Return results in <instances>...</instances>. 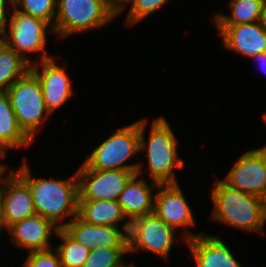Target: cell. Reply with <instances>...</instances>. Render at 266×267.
<instances>
[{
    "label": "cell",
    "mask_w": 266,
    "mask_h": 267,
    "mask_svg": "<svg viewBox=\"0 0 266 267\" xmlns=\"http://www.w3.org/2000/svg\"><path fill=\"white\" fill-rule=\"evenodd\" d=\"M212 219L230 227L264 233L266 204L262 197L244 193L218 179L212 189Z\"/></svg>",
    "instance_id": "7a4b0ae2"
},
{
    "label": "cell",
    "mask_w": 266,
    "mask_h": 267,
    "mask_svg": "<svg viewBox=\"0 0 266 267\" xmlns=\"http://www.w3.org/2000/svg\"><path fill=\"white\" fill-rule=\"evenodd\" d=\"M6 93L19 127L34 142L41 124L51 115L46 108L39 79L29 70Z\"/></svg>",
    "instance_id": "52a82bcc"
},
{
    "label": "cell",
    "mask_w": 266,
    "mask_h": 267,
    "mask_svg": "<svg viewBox=\"0 0 266 267\" xmlns=\"http://www.w3.org/2000/svg\"><path fill=\"white\" fill-rule=\"evenodd\" d=\"M4 228L8 232V226L6 225L5 219H4L3 204H2V200L0 198V235H1Z\"/></svg>",
    "instance_id": "f546056e"
},
{
    "label": "cell",
    "mask_w": 266,
    "mask_h": 267,
    "mask_svg": "<svg viewBox=\"0 0 266 267\" xmlns=\"http://www.w3.org/2000/svg\"><path fill=\"white\" fill-rule=\"evenodd\" d=\"M120 267H135L134 263H129V264H126L124 263L123 265H121Z\"/></svg>",
    "instance_id": "d6a6232c"
},
{
    "label": "cell",
    "mask_w": 266,
    "mask_h": 267,
    "mask_svg": "<svg viewBox=\"0 0 266 267\" xmlns=\"http://www.w3.org/2000/svg\"><path fill=\"white\" fill-rule=\"evenodd\" d=\"M182 239L188 244L196 267H242L218 236L185 230Z\"/></svg>",
    "instance_id": "9a60e30c"
},
{
    "label": "cell",
    "mask_w": 266,
    "mask_h": 267,
    "mask_svg": "<svg viewBox=\"0 0 266 267\" xmlns=\"http://www.w3.org/2000/svg\"><path fill=\"white\" fill-rule=\"evenodd\" d=\"M7 4L9 5V9H7L8 8ZM12 6H13V0H0V31L3 29L4 25L6 24V20L8 19L7 12L10 13L9 10L12 9Z\"/></svg>",
    "instance_id": "83f0119b"
},
{
    "label": "cell",
    "mask_w": 266,
    "mask_h": 267,
    "mask_svg": "<svg viewBox=\"0 0 266 267\" xmlns=\"http://www.w3.org/2000/svg\"><path fill=\"white\" fill-rule=\"evenodd\" d=\"M263 118H264V122H266V113L263 115ZM266 147V144L264 145Z\"/></svg>",
    "instance_id": "e575fe53"
},
{
    "label": "cell",
    "mask_w": 266,
    "mask_h": 267,
    "mask_svg": "<svg viewBox=\"0 0 266 267\" xmlns=\"http://www.w3.org/2000/svg\"><path fill=\"white\" fill-rule=\"evenodd\" d=\"M55 235L63 241L55 248L58 252L61 266L82 267L90 250L72 239L63 229H58Z\"/></svg>",
    "instance_id": "603a6c76"
},
{
    "label": "cell",
    "mask_w": 266,
    "mask_h": 267,
    "mask_svg": "<svg viewBox=\"0 0 266 267\" xmlns=\"http://www.w3.org/2000/svg\"><path fill=\"white\" fill-rule=\"evenodd\" d=\"M261 24L263 28L266 30V0L264 2L263 9H262Z\"/></svg>",
    "instance_id": "4dcf8cb0"
},
{
    "label": "cell",
    "mask_w": 266,
    "mask_h": 267,
    "mask_svg": "<svg viewBox=\"0 0 266 267\" xmlns=\"http://www.w3.org/2000/svg\"><path fill=\"white\" fill-rule=\"evenodd\" d=\"M5 169H7L6 166L0 162V175Z\"/></svg>",
    "instance_id": "1f68e13d"
},
{
    "label": "cell",
    "mask_w": 266,
    "mask_h": 267,
    "mask_svg": "<svg viewBox=\"0 0 266 267\" xmlns=\"http://www.w3.org/2000/svg\"><path fill=\"white\" fill-rule=\"evenodd\" d=\"M48 249L43 251L29 252L23 263V267H62L58 252Z\"/></svg>",
    "instance_id": "4316f807"
},
{
    "label": "cell",
    "mask_w": 266,
    "mask_h": 267,
    "mask_svg": "<svg viewBox=\"0 0 266 267\" xmlns=\"http://www.w3.org/2000/svg\"><path fill=\"white\" fill-rule=\"evenodd\" d=\"M112 3H114L117 7L123 0H110Z\"/></svg>",
    "instance_id": "836d02e7"
},
{
    "label": "cell",
    "mask_w": 266,
    "mask_h": 267,
    "mask_svg": "<svg viewBox=\"0 0 266 267\" xmlns=\"http://www.w3.org/2000/svg\"><path fill=\"white\" fill-rule=\"evenodd\" d=\"M122 228L112 226L91 225L78 216L71 221L63 222V230L76 242L83 244L89 250L98 247H128L130 222Z\"/></svg>",
    "instance_id": "4fadbf2b"
},
{
    "label": "cell",
    "mask_w": 266,
    "mask_h": 267,
    "mask_svg": "<svg viewBox=\"0 0 266 267\" xmlns=\"http://www.w3.org/2000/svg\"><path fill=\"white\" fill-rule=\"evenodd\" d=\"M58 227L50 220L33 215L8 228L10 241L14 246L28 250L27 252L43 251L53 248L50 237L57 233Z\"/></svg>",
    "instance_id": "e0dca14e"
},
{
    "label": "cell",
    "mask_w": 266,
    "mask_h": 267,
    "mask_svg": "<svg viewBox=\"0 0 266 267\" xmlns=\"http://www.w3.org/2000/svg\"><path fill=\"white\" fill-rule=\"evenodd\" d=\"M116 16L117 6L110 0H57L54 35L65 39L107 25Z\"/></svg>",
    "instance_id": "277c9868"
},
{
    "label": "cell",
    "mask_w": 266,
    "mask_h": 267,
    "mask_svg": "<svg viewBox=\"0 0 266 267\" xmlns=\"http://www.w3.org/2000/svg\"><path fill=\"white\" fill-rule=\"evenodd\" d=\"M79 200L117 201L128 181L137 174L130 170H96L84 163L76 171Z\"/></svg>",
    "instance_id": "9c48e42d"
},
{
    "label": "cell",
    "mask_w": 266,
    "mask_h": 267,
    "mask_svg": "<svg viewBox=\"0 0 266 267\" xmlns=\"http://www.w3.org/2000/svg\"><path fill=\"white\" fill-rule=\"evenodd\" d=\"M31 65L0 40V92H7L14 82L23 77Z\"/></svg>",
    "instance_id": "7402d4cb"
},
{
    "label": "cell",
    "mask_w": 266,
    "mask_h": 267,
    "mask_svg": "<svg viewBox=\"0 0 266 267\" xmlns=\"http://www.w3.org/2000/svg\"><path fill=\"white\" fill-rule=\"evenodd\" d=\"M222 180L244 193L265 198L266 147L243 153Z\"/></svg>",
    "instance_id": "30bf717a"
},
{
    "label": "cell",
    "mask_w": 266,
    "mask_h": 267,
    "mask_svg": "<svg viewBox=\"0 0 266 267\" xmlns=\"http://www.w3.org/2000/svg\"><path fill=\"white\" fill-rule=\"evenodd\" d=\"M159 189V190H158ZM154 196V213L176 231L180 227L195 225L191 207L181 187L176 184H159Z\"/></svg>",
    "instance_id": "5bb4252c"
},
{
    "label": "cell",
    "mask_w": 266,
    "mask_h": 267,
    "mask_svg": "<svg viewBox=\"0 0 266 267\" xmlns=\"http://www.w3.org/2000/svg\"><path fill=\"white\" fill-rule=\"evenodd\" d=\"M142 176L135 174L117 200L129 222L154 213L155 195L152 192L159 184L152 181L150 185Z\"/></svg>",
    "instance_id": "ac0fdd59"
},
{
    "label": "cell",
    "mask_w": 266,
    "mask_h": 267,
    "mask_svg": "<svg viewBox=\"0 0 266 267\" xmlns=\"http://www.w3.org/2000/svg\"><path fill=\"white\" fill-rule=\"evenodd\" d=\"M57 0H13V6L30 16L42 19L54 27Z\"/></svg>",
    "instance_id": "484cf974"
},
{
    "label": "cell",
    "mask_w": 266,
    "mask_h": 267,
    "mask_svg": "<svg viewBox=\"0 0 266 267\" xmlns=\"http://www.w3.org/2000/svg\"><path fill=\"white\" fill-rule=\"evenodd\" d=\"M251 59L256 60L261 65V70L266 73V52H262L252 57Z\"/></svg>",
    "instance_id": "f1b7e54d"
},
{
    "label": "cell",
    "mask_w": 266,
    "mask_h": 267,
    "mask_svg": "<svg viewBox=\"0 0 266 267\" xmlns=\"http://www.w3.org/2000/svg\"><path fill=\"white\" fill-rule=\"evenodd\" d=\"M30 70L40 81L42 96L51 115L74 94L69 74H67L65 67L57 65L54 57L40 61V63L34 61Z\"/></svg>",
    "instance_id": "8fae6325"
},
{
    "label": "cell",
    "mask_w": 266,
    "mask_h": 267,
    "mask_svg": "<svg viewBox=\"0 0 266 267\" xmlns=\"http://www.w3.org/2000/svg\"><path fill=\"white\" fill-rule=\"evenodd\" d=\"M78 217L84 222L97 226L121 227L127 220L118 201L79 200Z\"/></svg>",
    "instance_id": "ffe728a7"
},
{
    "label": "cell",
    "mask_w": 266,
    "mask_h": 267,
    "mask_svg": "<svg viewBox=\"0 0 266 267\" xmlns=\"http://www.w3.org/2000/svg\"><path fill=\"white\" fill-rule=\"evenodd\" d=\"M10 11H12V16L6 20V24L0 31V40L30 65L34 63V59L31 60L30 53L41 52L37 55L38 62L53 58L46 50V35L48 32L54 34L53 27L42 19L20 12L14 6ZM27 53L30 57L27 56Z\"/></svg>",
    "instance_id": "5b68a950"
},
{
    "label": "cell",
    "mask_w": 266,
    "mask_h": 267,
    "mask_svg": "<svg viewBox=\"0 0 266 267\" xmlns=\"http://www.w3.org/2000/svg\"><path fill=\"white\" fill-rule=\"evenodd\" d=\"M175 231L155 213L137 218L130 222L127 233L128 254L147 250L167 260L176 237Z\"/></svg>",
    "instance_id": "ba28073f"
},
{
    "label": "cell",
    "mask_w": 266,
    "mask_h": 267,
    "mask_svg": "<svg viewBox=\"0 0 266 267\" xmlns=\"http://www.w3.org/2000/svg\"><path fill=\"white\" fill-rule=\"evenodd\" d=\"M128 247H98L89 251L82 267H120Z\"/></svg>",
    "instance_id": "d4e9b609"
},
{
    "label": "cell",
    "mask_w": 266,
    "mask_h": 267,
    "mask_svg": "<svg viewBox=\"0 0 266 267\" xmlns=\"http://www.w3.org/2000/svg\"><path fill=\"white\" fill-rule=\"evenodd\" d=\"M139 121L119 128L92 150L83 162L96 170H130L142 174V163L125 164L139 150ZM139 152V153H138Z\"/></svg>",
    "instance_id": "8992f818"
},
{
    "label": "cell",
    "mask_w": 266,
    "mask_h": 267,
    "mask_svg": "<svg viewBox=\"0 0 266 267\" xmlns=\"http://www.w3.org/2000/svg\"><path fill=\"white\" fill-rule=\"evenodd\" d=\"M265 0H230L231 16L223 13L213 15L214 25L252 24L261 21Z\"/></svg>",
    "instance_id": "44dd1931"
},
{
    "label": "cell",
    "mask_w": 266,
    "mask_h": 267,
    "mask_svg": "<svg viewBox=\"0 0 266 267\" xmlns=\"http://www.w3.org/2000/svg\"><path fill=\"white\" fill-rule=\"evenodd\" d=\"M33 141L19 127L16 115L6 92H0V158L8 150L29 147Z\"/></svg>",
    "instance_id": "d6986e66"
},
{
    "label": "cell",
    "mask_w": 266,
    "mask_h": 267,
    "mask_svg": "<svg viewBox=\"0 0 266 267\" xmlns=\"http://www.w3.org/2000/svg\"><path fill=\"white\" fill-rule=\"evenodd\" d=\"M147 118L139 120V150L148 160L144 173L151 175L152 181L158 184H176V169H182L185 161L178 157V139L175 137L169 122L164 117L152 121L148 140L145 141Z\"/></svg>",
    "instance_id": "3957f363"
},
{
    "label": "cell",
    "mask_w": 266,
    "mask_h": 267,
    "mask_svg": "<svg viewBox=\"0 0 266 267\" xmlns=\"http://www.w3.org/2000/svg\"><path fill=\"white\" fill-rule=\"evenodd\" d=\"M13 170L28 184L37 215L47 218L59 229L63 228L62 220L70 217L72 220L78 216L79 184L76 172L69 179L58 180L32 176L26 162Z\"/></svg>",
    "instance_id": "6da1fadb"
},
{
    "label": "cell",
    "mask_w": 266,
    "mask_h": 267,
    "mask_svg": "<svg viewBox=\"0 0 266 267\" xmlns=\"http://www.w3.org/2000/svg\"><path fill=\"white\" fill-rule=\"evenodd\" d=\"M6 169L0 175V198L3 204L5 223L8 228L36 214L31 190L28 184L11 169L8 175Z\"/></svg>",
    "instance_id": "7c38bea8"
},
{
    "label": "cell",
    "mask_w": 266,
    "mask_h": 267,
    "mask_svg": "<svg viewBox=\"0 0 266 267\" xmlns=\"http://www.w3.org/2000/svg\"><path fill=\"white\" fill-rule=\"evenodd\" d=\"M169 0H123L117 7V15L123 12L130 5L125 24L133 26L141 20L158 11L162 6L166 5Z\"/></svg>",
    "instance_id": "cb8c5ba5"
},
{
    "label": "cell",
    "mask_w": 266,
    "mask_h": 267,
    "mask_svg": "<svg viewBox=\"0 0 266 267\" xmlns=\"http://www.w3.org/2000/svg\"><path fill=\"white\" fill-rule=\"evenodd\" d=\"M215 26L221 33L224 48L247 58L266 52V30L261 21L252 24Z\"/></svg>",
    "instance_id": "2e32d148"
}]
</instances>
